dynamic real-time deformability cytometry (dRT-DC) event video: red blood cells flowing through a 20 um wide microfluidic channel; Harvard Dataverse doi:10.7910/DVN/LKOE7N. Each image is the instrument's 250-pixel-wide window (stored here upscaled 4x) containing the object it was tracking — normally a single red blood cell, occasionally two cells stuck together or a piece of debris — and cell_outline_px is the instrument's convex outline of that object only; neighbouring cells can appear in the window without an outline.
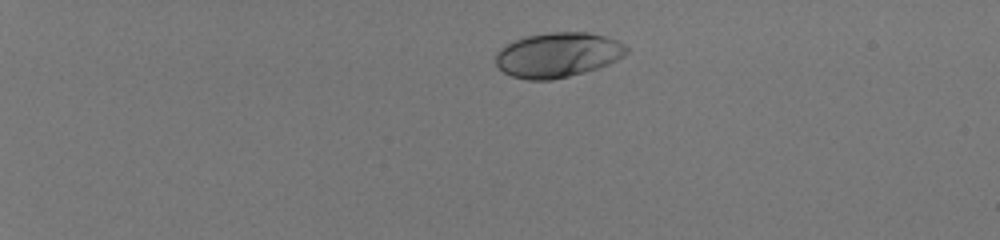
{"species": "human", "species_latin": "Homo sapiens", "temperature_condition": "room temperature", "stored_images_in_passage": 42, "camera_frame_rate_fps": 3000, "um_per_image_px": 0.085, "donor": {"sex": "male"}, "frame": {"image": 1, "passage_image": 1, "time_ms": 0.0, "image_size_px": [1000, 240], "cell_outline_px": [[628, 52], [624, 56], [608, 64], [584, 72], [552, 80], [528, 80], [512, 76], [504, 72], [496, 64], [496, 52], [500, 48], [524, 36], [548, 32], [588, 32], [604, 36], [616, 40], [624, 44], [628, 48]], "centroid_in_image_um": [47.41, 4.66], "position_along_channel_um": 37.6, "area_um2": 34.1}}
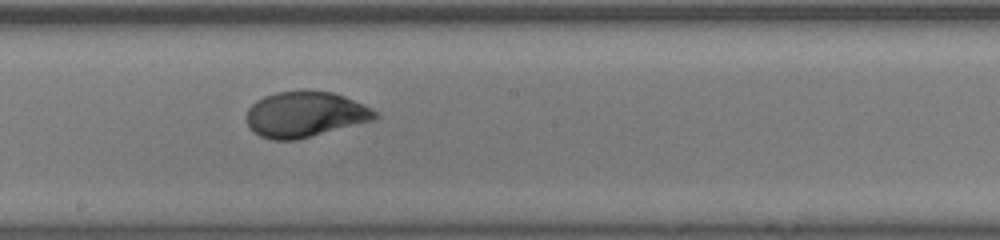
{"frame": {"image": 2, "passage_image": 23, "time_ms": 7.333, "image_size_px": [1000, 240], "cell_outline_px": [[380, 116], [372, 120], [296, 140], [272, 140], [260, 136], [248, 128], [248, 108], [256, 100], [264, 96], [276, 92], [332, 92], [344, 96], [364, 104], [380, 112]], "centroid_in_image_um": [25.94, 9.73], "position_along_channel_um": 222.3, "area_um2": 33.76}}
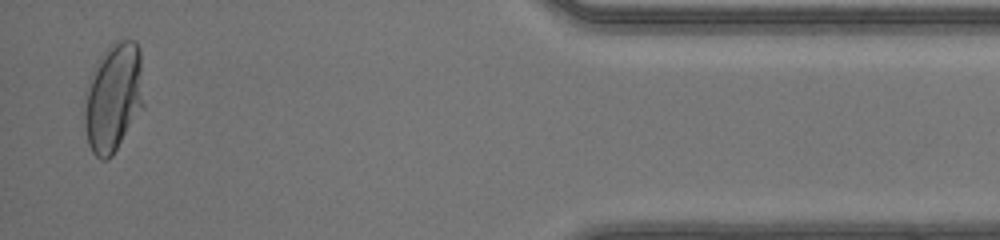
{"frame": {"image": 3, "passage_image": 41, "time_ms": 13.333, "image_size_px": [1000, 240], "cell_outline_px": [[144, 108], [112, 156], [108, 160], [100, 160], [92, 152], [88, 144], [84, 120], [84, 88], [100, 56], [116, 40], [136, 40], [140, 48], [144, 104]], "centroid_in_image_um": [9.64, 8.29], "position_along_channel_um": 425.6, "area_um2": 38.32}, "authors_computed_cell_mechanics": {"area_um2": 33.8708, "velocity_mm_per_s": 4.1184, "shape_relaxation_time_tau1_ms": 4.0545, "shape_relaxation_time_tau2_ms": null, "deformation_change_tau1": 0.2002, "deformation_change_tau2": null}}